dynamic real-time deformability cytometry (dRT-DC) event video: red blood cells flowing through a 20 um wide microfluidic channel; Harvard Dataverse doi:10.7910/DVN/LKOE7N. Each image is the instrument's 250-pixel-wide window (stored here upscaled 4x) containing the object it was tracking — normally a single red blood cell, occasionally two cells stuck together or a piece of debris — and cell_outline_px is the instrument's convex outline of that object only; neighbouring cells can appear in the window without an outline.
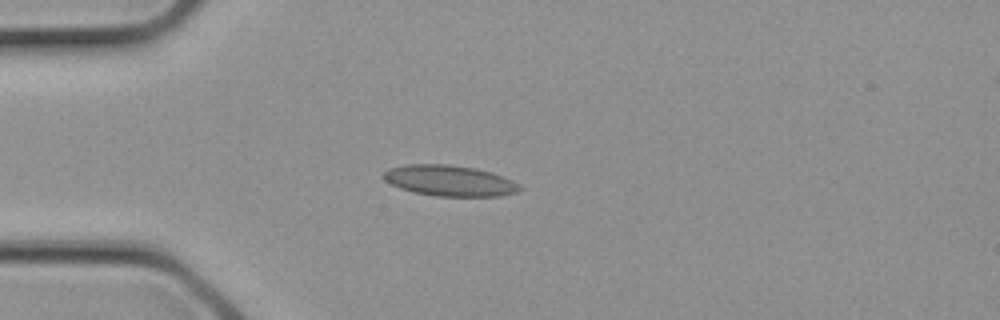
{"species": "common noctule bat (a hibernating species)", "species_latin": "Nyctalus noctula", "temperature_condition": "cold", "stored_images_in_passage": 2, "camera_frame_rate_fps": 3000, "um_per_image_px": 0.085, "animal": {"sex": "female", "body_mass_g": 21.9}, "frame": {"image": 1, "passage_image": 2, "time_ms": 0.333, "image_size_px": [1000, 320], "cell_outline_px": [[524, 188], [520, 192], [500, 196], [436, 196], [412, 192], [400, 188], [384, 180], [384, 172], [388, 168], [404, 164], [448, 164], [476, 168], [492, 172], [512, 180], [520, 184]], "centroid_in_image_um": [38.25, 15.36], "position_along_channel_um": 46.7, "area_um2": 24.74}}